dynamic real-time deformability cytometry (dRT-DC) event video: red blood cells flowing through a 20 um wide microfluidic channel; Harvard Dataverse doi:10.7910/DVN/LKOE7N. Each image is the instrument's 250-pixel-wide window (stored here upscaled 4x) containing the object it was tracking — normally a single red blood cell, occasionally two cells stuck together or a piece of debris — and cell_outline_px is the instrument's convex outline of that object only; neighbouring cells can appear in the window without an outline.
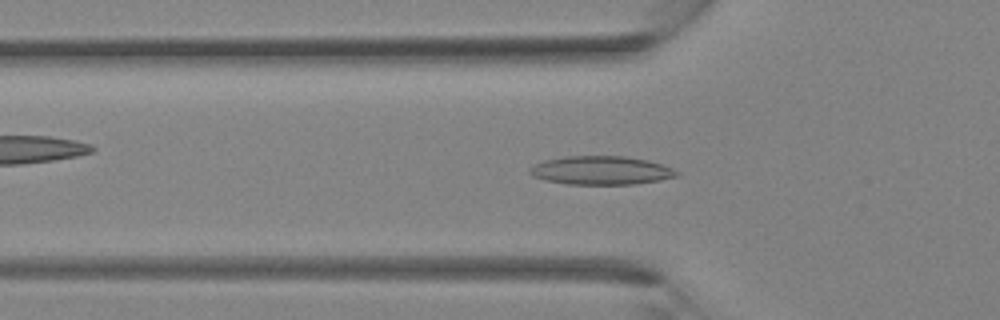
{"species": "Egyptian fruit bat (a non-hibernating species)", "species_latin": "Rousettus aegyptiacus", "temperature_condition": "room temperature", "stored_images_in_passage": 27, "camera_frame_rate_fps": 3000, "um_per_image_px": 0.085, "animal": {"sex": "female"}, "frame": {"image": 1, "passage_image": 2, "time_ms": 0.333, "image_size_px": [1000, 320], "cell_outline_px": [[680, 176], [660, 180], [632, 184], [568, 184], [544, 180], [532, 176], [528, 172], [528, 168], [544, 160], [564, 156], [624, 156], [648, 160], [664, 164], [680, 172]], "centroid_in_image_um": [51.11, 14.48], "position_along_channel_um": 74.7, "area_um2": 24.68}}
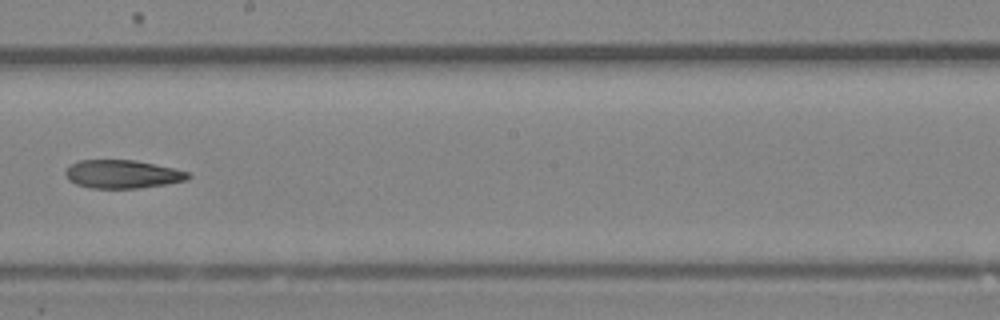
{"frame": {"image": 2, "passage_image": 11, "time_ms": 3.333, "image_size_px": [1000, 320], "cell_outline_px": [[192, 176], [188, 180], [140, 188], [88, 188], [76, 184], [68, 180], [64, 172], [72, 164], [80, 160], [136, 160], [176, 168], [188, 172]], "centroid_in_image_um": [10.43, 14.8], "position_along_channel_um": 237.8, "area_um2": 20.35}}
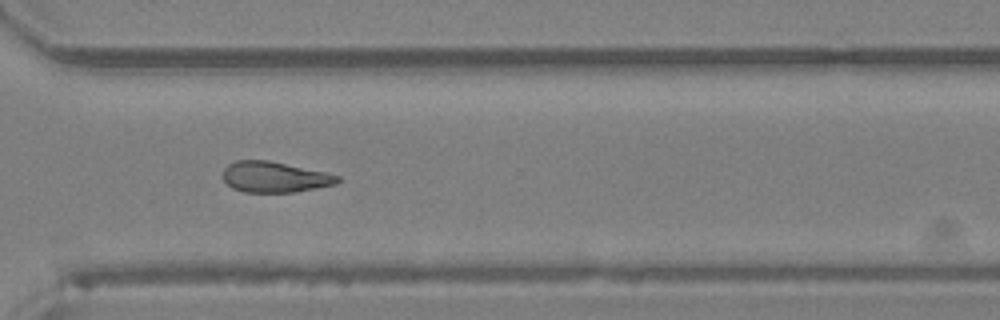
{"frame": {"image": 3, "passage_image": 17, "time_ms": 5.333, "image_size_px": [1000, 320], "cell_outline_px": [[340, 180], [336, 184], [296, 192], [244, 192], [232, 188], [220, 176], [224, 168], [228, 164], [236, 160], [268, 160], [324, 172], [340, 176]], "centroid_in_image_um": [23.3, 15.05], "position_along_channel_um": 347.3, "area_um2": 20.58}}